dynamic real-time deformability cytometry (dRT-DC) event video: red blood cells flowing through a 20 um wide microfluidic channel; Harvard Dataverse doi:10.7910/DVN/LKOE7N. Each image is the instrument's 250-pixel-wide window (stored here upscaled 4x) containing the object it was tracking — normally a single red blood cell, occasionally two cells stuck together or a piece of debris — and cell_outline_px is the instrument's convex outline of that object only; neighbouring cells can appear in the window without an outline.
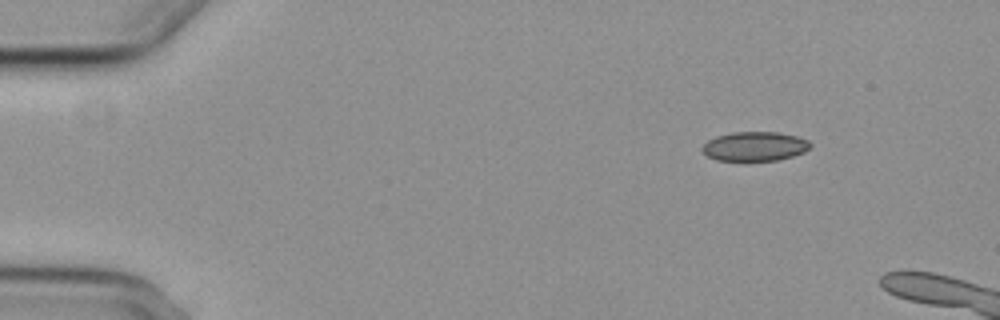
{"species": "common noctule bat (a hibernating species)", "species_latin": "Nyctalus noctula", "temperature_condition": "cold", "stored_images_in_passage": 3, "camera_frame_rate_fps": 3000, "um_per_image_px": 0.085, "animal": {"sex": "female", "body_mass_g": 29.2, "forearm_length_mm": 56.3}, "frame": {"image": 1, "passage_image": 1, "time_ms": 0.0, "image_size_px": [1000, 320], "cell_outline_px": [[812, 144], [804, 152], [792, 156], [776, 160], [744, 164], [716, 160], [708, 156], [700, 148], [708, 140], [716, 136], [732, 132], [776, 132], [796, 136], [808, 140]], "centroid_in_image_um": [64.1, 12.49], "position_along_channel_um": 20.9, "area_um2": 19.13}}